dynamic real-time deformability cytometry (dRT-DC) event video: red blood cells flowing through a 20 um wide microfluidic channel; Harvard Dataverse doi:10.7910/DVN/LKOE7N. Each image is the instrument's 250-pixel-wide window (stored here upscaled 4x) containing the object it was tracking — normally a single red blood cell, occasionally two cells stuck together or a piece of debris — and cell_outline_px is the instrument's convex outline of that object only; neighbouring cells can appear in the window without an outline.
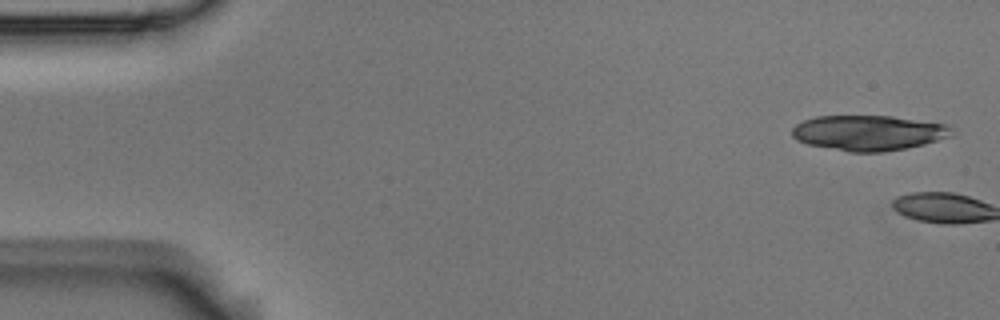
{"species": "Egyptian fruit bat (a non-hibernating species)", "species_latin": "Rousettus aegyptiacus", "temperature_condition": "room temperature", "stored_images_in_passage": 5, "segment_of_instrument_passage": [2, 2], "camera_frame_rate_fps": 3000, "um_per_image_px": 0.085, "animal": {"sex": "male"}, "frame": {"image": 1, "passage_image": 5, "time_ms": 1.333, "image_size_px": [1000, 320], "cell_outline_px": [[952, 136], [924, 144], [884, 152], [848, 152], [808, 144], [796, 140], [792, 136], [792, 128], [796, 124], [804, 120], [816, 116], [892, 116], [944, 124], [952, 128]], "centroid_in_image_um": [73.8, 11.29], "position_along_channel_um": 11.2, "area_um2": 32.71}}